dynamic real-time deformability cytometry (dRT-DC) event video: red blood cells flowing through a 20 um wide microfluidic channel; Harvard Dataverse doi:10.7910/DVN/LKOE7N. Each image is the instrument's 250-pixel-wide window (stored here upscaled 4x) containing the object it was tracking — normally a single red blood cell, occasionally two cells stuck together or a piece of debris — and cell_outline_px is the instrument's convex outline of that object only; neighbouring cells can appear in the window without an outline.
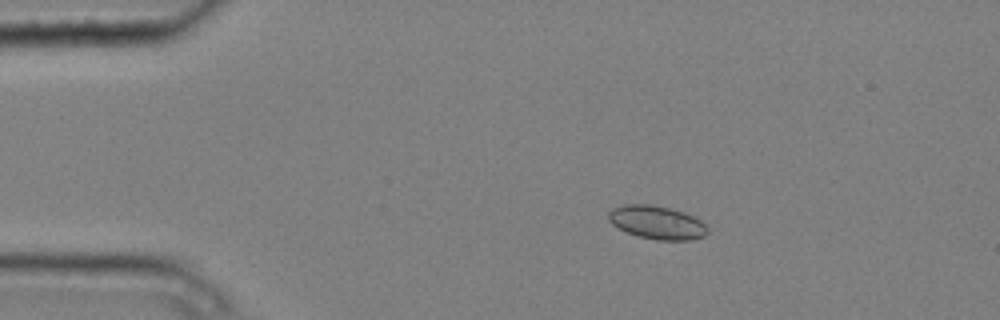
{"species": "common noctule bat (a hibernating species)", "species_latin": "Nyctalus noctula", "temperature_condition": "cold", "stored_images_in_passage": 5, "camera_frame_rate_fps": 3000, "um_per_image_px": 0.085, "animal": {"sex": "male", "body_mass_g": 20.4}, "frame": {"image": 1, "passage_image": 2, "time_ms": 0.333, "image_size_px": [1000, 320], "cell_outline_px": [[708, 232], [704, 236], [688, 240], [656, 240], [640, 236], [628, 232], [612, 224], [608, 220], [608, 212], [612, 208], [624, 204], [652, 204], [684, 212], [700, 220], [708, 228]], "centroid_in_image_um": [55.83, 18.9], "position_along_channel_um": 29.2, "area_um2": 19.13}}
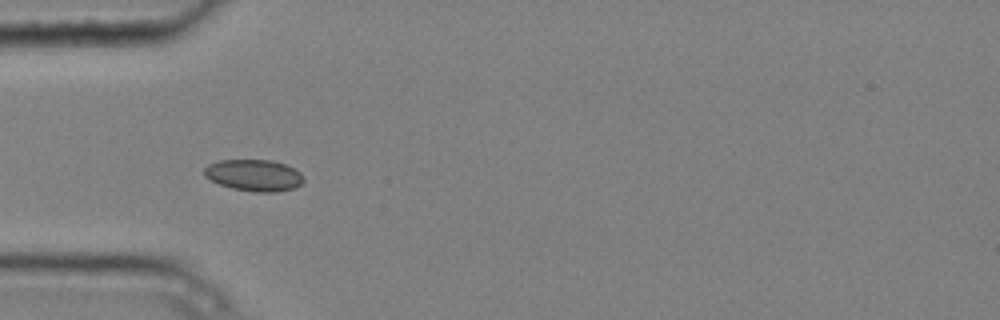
{"frame": {"image": 2, "passage_image": 4, "time_ms": 1.0, "image_size_px": [1000, 320], "cell_outline_px": [[304, 180], [300, 184], [292, 188], [276, 192], [256, 192], [232, 188], [220, 184], [204, 176], [204, 168], [208, 164], [220, 160], [272, 160], [284, 164], [300, 172], [304, 176]], "centroid_in_image_um": [21.58, 14.89], "position_along_channel_um": 63.4, "area_um2": 18.15}}
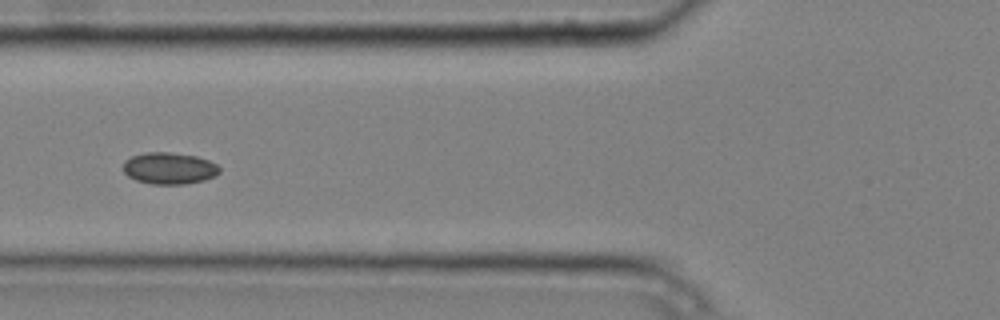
{"frame": {"image": 3, "passage_image": 5, "time_ms": 1.333, "image_size_px": [1000, 320], "cell_outline_px": [[220, 172], [204, 180], [184, 184], [152, 184], [136, 180], [128, 176], [124, 172], [124, 160], [132, 156], [144, 152], [168, 152], [196, 156], [208, 160], [216, 164], [220, 168]], "centroid_in_image_um": [14.36, 14.3], "position_along_channel_um": 111.4, "area_um2": 17.69}}